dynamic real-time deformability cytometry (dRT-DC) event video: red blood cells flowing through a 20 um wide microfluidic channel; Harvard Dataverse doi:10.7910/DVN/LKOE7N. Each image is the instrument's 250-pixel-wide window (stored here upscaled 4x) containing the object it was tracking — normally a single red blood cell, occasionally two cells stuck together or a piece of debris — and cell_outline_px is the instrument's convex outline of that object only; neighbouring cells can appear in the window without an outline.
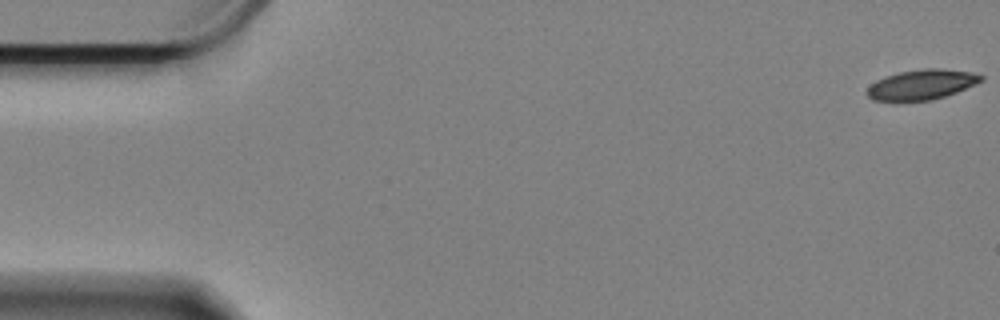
{"species": "Egyptian fruit bat (a non-hibernating species)", "species_latin": "Rousettus aegyptiacus", "temperature_condition": "cold", "stored_images_in_passage": 18, "camera_frame_rate_fps": 3000, "um_per_image_px": 0.085, "animal": {"sex": "female"}, "frame": {"image": 1, "passage_image": 1, "time_ms": 0.0, "image_size_px": [1000, 320], "cell_outline_px": [[984, 80], [976, 84], [956, 92], [932, 100], [872, 100], [864, 92], [876, 80], [884, 76], [900, 72], [928, 68], [940, 68], [972, 72], [984, 76]], "centroid_in_image_um": [78.36, 7.18], "position_along_channel_um": 6.6, "area_um2": 19.83}}
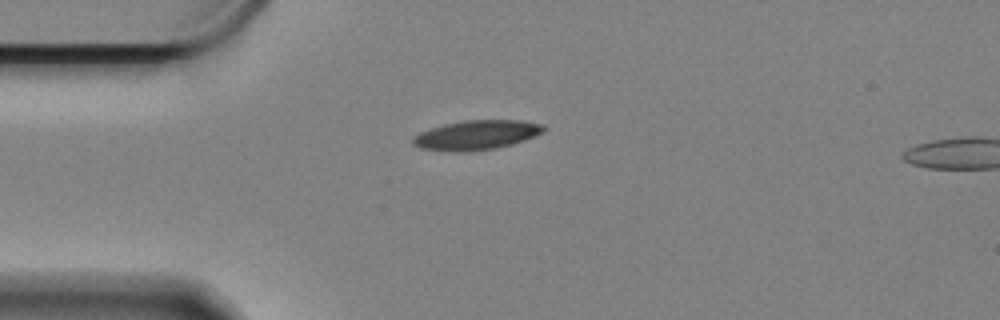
{"frame": {"image": 2, "passage_image": 15, "time_ms": 4.667, "image_size_px": [1000, 320], "cell_outline_px": [[548, 128], [544, 132], [524, 140], [512, 144], [496, 148], [420, 148], [412, 144], [412, 136], [420, 132], [444, 124], [464, 120], [520, 120], [544, 124]], "centroid_in_image_um": [40.6, 11.4], "position_along_channel_um": 44.4, "area_um2": 21.39}}